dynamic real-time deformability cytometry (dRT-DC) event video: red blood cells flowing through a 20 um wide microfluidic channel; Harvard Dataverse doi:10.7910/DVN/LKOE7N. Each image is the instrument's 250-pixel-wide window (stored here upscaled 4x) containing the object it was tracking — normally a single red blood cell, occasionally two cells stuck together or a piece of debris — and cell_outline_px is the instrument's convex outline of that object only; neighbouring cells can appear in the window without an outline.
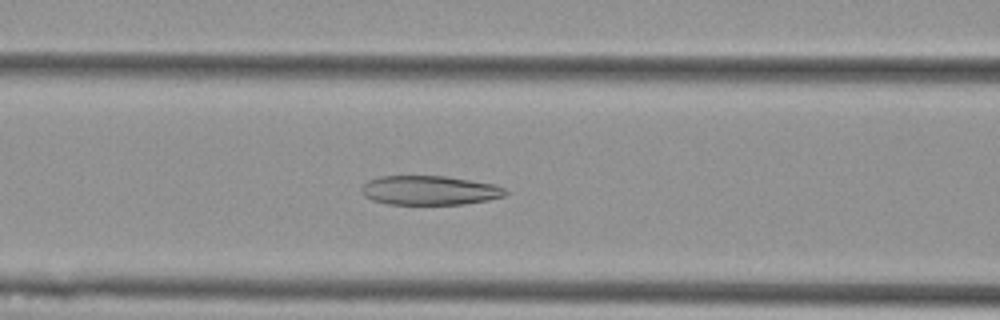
{"species": "Egyptian fruit bat (a non-hibernating species)", "species_latin": "Rousettus aegyptiacus", "temperature_condition": "cold", "stored_images_in_passage": 55, "camera_frame_rate_fps": 3000, "um_per_image_px": 0.085, "animal": {"sex": "female"}, "frame": {"image": 1, "passage_image": 22, "time_ms": 7.0, "image_size_px": [1000, 320], "cell_outline_px": [[508, 192], [504, 196], [488, 200], [464, 204], [388, 204], [372, 200], [364, 196], [360, 192], [360, 188], [368, 180], [380, 176], [444, 176], [492, 184], [504, 188]], "centroid_in_image_um": [36.46, 16.18], "position_along_channel_um": 130.1, "area_um2": 24.45}}
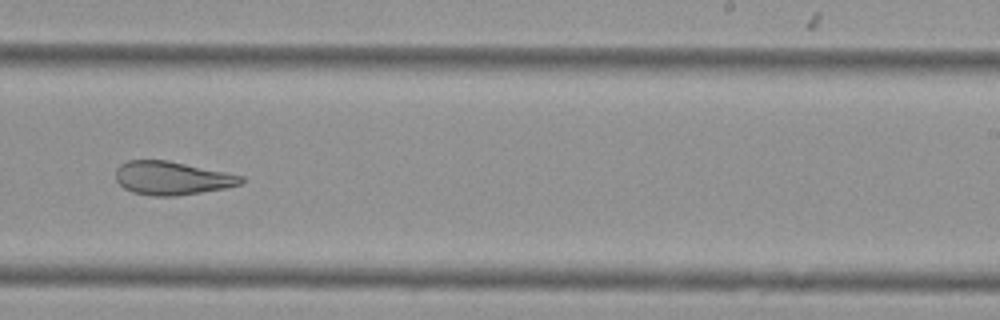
{"frame": {"image": 2, "passage_image": 34, "time_ms": 11.0, "image_size_px": [1000, 320], "cell_outline_px": [[244, 180], [240, 184], [224, 188], [176, 196], [152, 196], [132, 192], [124, 188], [116, 180], [116, 168], [120, 164], [128, 160], [168, 160], [244, 176]], "centroid_in_image_um": [14.58, 15.13], "position_along_channel_um": 274.4, "area_um2": 24.33}}
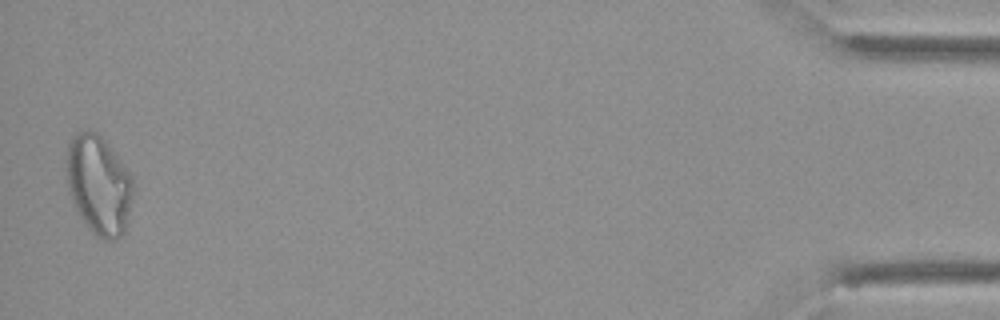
{"frame": {"image": 3, "passage_image": 54, "time_ms": 17.667, "image_size_px": [1000, 320], "cell_outline_px": [[132, 200], [124, 232], [116, 240], [104, 240], [96, 236], [88, 228], [80, 216], [68, 192], [68, 144], [72, 136], [76, 132], [88, 128], [92, 128], [104, 140], [132, 176]], "centroid_in_image_um": [8.39, 15.72], "position_along_channel_um": 426.8, "area_um2": 38.15}}